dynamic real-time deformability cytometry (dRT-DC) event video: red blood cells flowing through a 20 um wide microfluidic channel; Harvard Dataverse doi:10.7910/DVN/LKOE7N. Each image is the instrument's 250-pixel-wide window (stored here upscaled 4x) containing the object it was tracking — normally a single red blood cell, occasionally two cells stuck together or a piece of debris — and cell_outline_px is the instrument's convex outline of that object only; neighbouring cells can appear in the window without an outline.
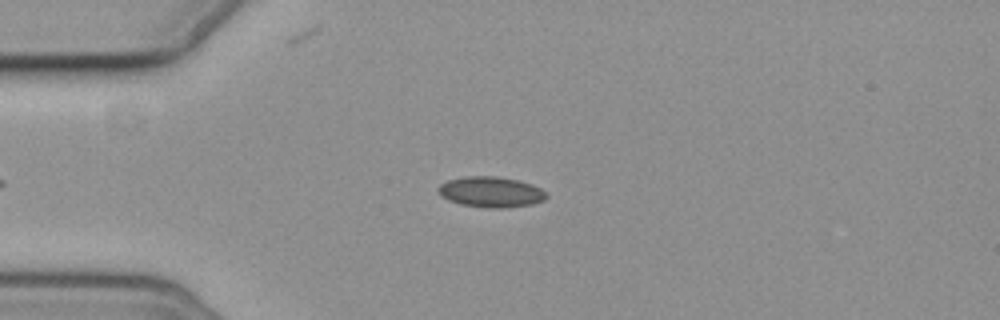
{"species": "common noctule bat (a hibernating species)", "species_latin": "Nyctalus noctula", "temperature_condition": "cold", "stored_images_in_passage": 6, "camera_frame_rate_fps": 3000, "um_per_image_px": 0.085, "animal": {"sex": "female", "body_mass_g": 19.3, "forearm_length_mm": 54.1}, "frame": {"image": 1, "passage_image": 2, "time_ms": 1.333, "image_size_px": [1000, 320], "cell_outline_px": [[548, 196], [544, 200], [532, 204], [500, 208], [492, 208], [460, 204], [448, 200], [440, 196], [436, 188], [440, 184], [448, 180], [464, 176], [500, 176], [520, 180], [532, 184], [540, 188]], "centroid_in_image_um": [41.7, 16.3], "position_along_channel_um": 43.3, "area_um2": 19.42}}
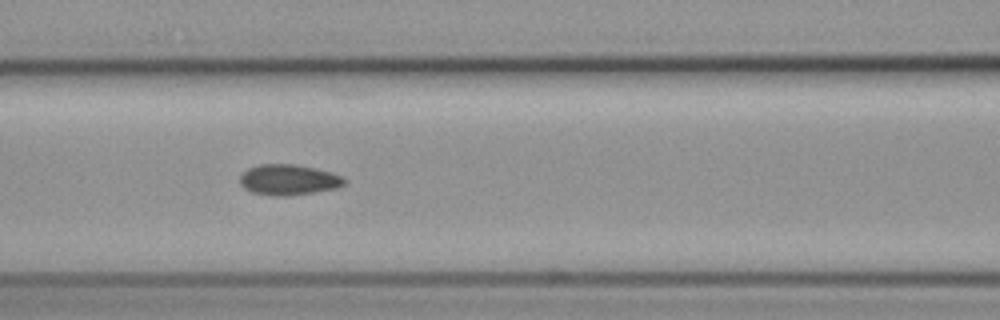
{"frame": {"image": 2, "passage_image": 5, "time_ms": 4.667, "image_size_px": [1000, 320], "cell_outline_px": [[348, 180], [344, 184], [336, 188], [288, 196], [268, 196], [252, 192], [244, 188], [240, 184], [240, 176], [248, 168], [260, 164], [292, 164], [316, 168], [332, 172], [344, 176]], "centroid_in_image_um": [24.54, 15.28], "position_along_channel_um": 142.1, "area_um2": 18.79}}
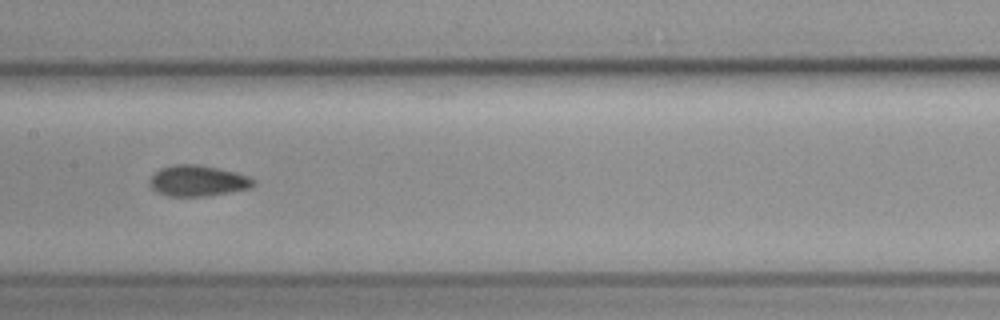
{"frame": {"image": 3, "passage_image": 6, "time_ms": 6.0, "image_size_px": [1000, 320], "cell_outline_px": [[256, 184], [252, 188], [204, 196], [168, 196], [156, 192], [148, 184], [148, 180], [160, 168], [172, 164], [196, 164], [216, 168], [248, 176], [256, 180]], "centroid_in_image_um": [16.78, 15.37], "position_along_channel_um": 190.6, "area_um2": 18.67}}